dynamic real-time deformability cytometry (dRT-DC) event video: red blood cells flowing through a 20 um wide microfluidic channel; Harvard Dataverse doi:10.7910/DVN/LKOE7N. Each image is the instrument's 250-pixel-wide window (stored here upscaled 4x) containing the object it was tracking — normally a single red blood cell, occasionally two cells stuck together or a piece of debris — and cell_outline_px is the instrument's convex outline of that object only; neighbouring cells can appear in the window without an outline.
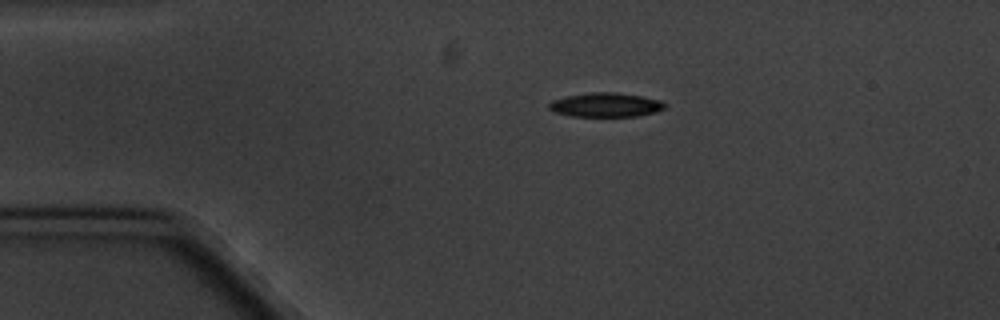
{"species": "common noctule bat (a hibernating species)", "species_latin": "Nyctalus noctula", "temperature_condition": "cold", "stored_images_in_passage": 7, "camera_frame_rate_fps": 3000, "um_per_image_px": 0.085, "animal": {"sex": "male", "body_mass_g": 20.1, "forearm_length_mm": 53.5}, "frame": {"image": 1, "passage_image": 1, "time_ms": 0.0, "image_size_px": [1000, 320], "cell_outline_px": [[668, 104], [664, 108], [656, 112], [636, 116], [572, 116], [556, 112], [548, 108], [548, 104], [552, 100], [568, 96], [592, 92], [616, 92], [640, 96], [660, 100]], "centroid_in_image_um": [51.51, 8.91], "position_along_channel_um": 33.5, "area_um2": 16.18}}
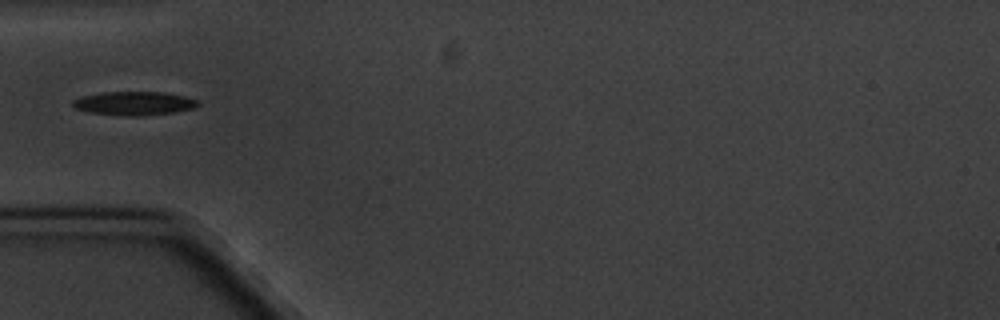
{"frame": {"image": 2, "passage_image": 3, "time_ms": 2.333, "image_size_px": [1000, 320], "cell_outline_px": [[200, 104], [196, 108], [172, 112], [136, 116], [124, 116], [88, 112], [76, 108], [72, 104], [72, 100], [80, 96], [100, 92], [164, 92], [184, 96], [200, 100]], "centroid_in_image_um": [11.4, 8.77], "position_along_channel_um": 73.6, "area_um2": 17.4}}